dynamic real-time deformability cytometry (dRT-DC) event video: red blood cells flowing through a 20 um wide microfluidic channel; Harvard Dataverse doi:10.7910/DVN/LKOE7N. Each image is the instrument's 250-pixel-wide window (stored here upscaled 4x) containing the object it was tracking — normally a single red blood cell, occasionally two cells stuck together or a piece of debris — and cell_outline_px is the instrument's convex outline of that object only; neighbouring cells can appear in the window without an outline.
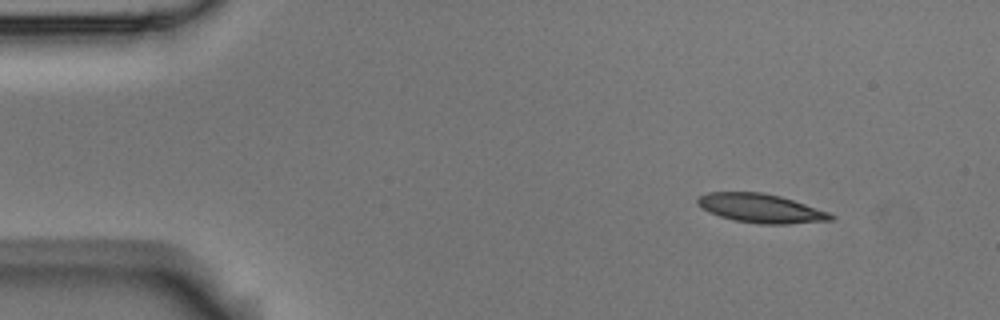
{"species": "Egyptian fruit bat (a non-hibernating species)", "species_latin": "Rousettus aegyptiacus", "temperature_condition": "room temperature", "stored_images_in_passage": 9, "camera_frame_rate_fps": 3000, "um_per_image_px": 0.085, "animal": {"sex": "male"}, "frame": {"image": 1, "passage_image": 1, "time_ms": 0.0, "image_size_px": [1000, 320], "cell_outline_px": [[836, 216], [832, 220], [788, 224], [760, 224], [732, 220], [708, 212], [696, 204], [696, 200], [700, 196], [708, 192], [760, 192], [780, 196], [828, 212]], "centroid_in_image_um": [64.63, 17.71], "position_along_channel_um": 20.4, "area_um2": 22.37}}
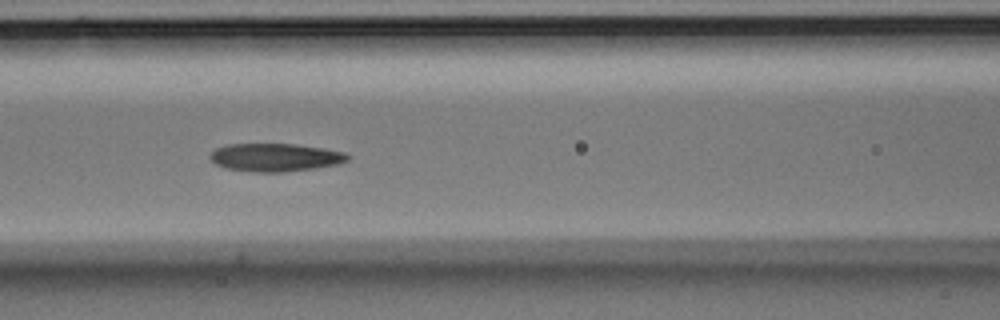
{"frame": {"image": 2, "passage_image": 6, "time_ms": 1.667, "image_size_px": [1000, 320], "cell_outline_px": [[352, 156], [348, 160], [336, 164], [312, 168], [284, 172], [256, 172], [224, 168], [216, 164], [208, 156], [216, 148], [228, 144], [296, 144], [324, 148], [344, 152]], "centroid_in_image_um": [23.39, 13.37], "position_along_channel_um": 143.2, "area_um2": 22.43}}
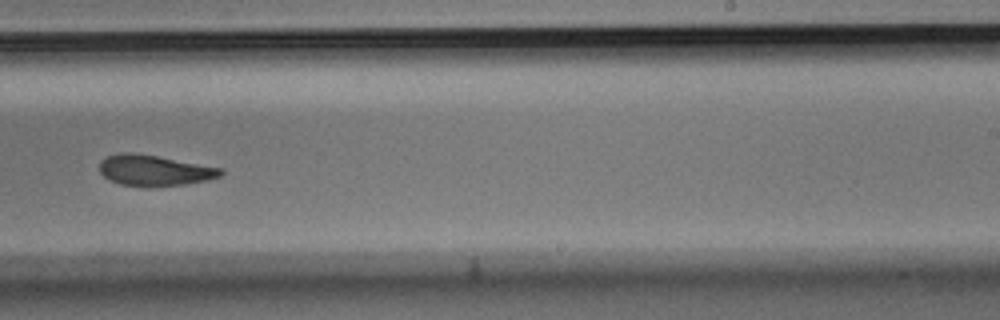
{"frame": {"image": 3, "passage_image": 9, "time_ms": 2.667, "image_size_px": [1000, 320], "cell_outline_px": [[224, 172], [220, 176], [208, 180], [184, 184], [120, 184], [108, 180], [100, 172], [100, 160], [104, 156], [120, 152], [136, 152], [224, 168]], "centroid_in_image_um": [13.11, 14.43], "position_along_channel_um": 275.9, "area_um2": 21.39}}